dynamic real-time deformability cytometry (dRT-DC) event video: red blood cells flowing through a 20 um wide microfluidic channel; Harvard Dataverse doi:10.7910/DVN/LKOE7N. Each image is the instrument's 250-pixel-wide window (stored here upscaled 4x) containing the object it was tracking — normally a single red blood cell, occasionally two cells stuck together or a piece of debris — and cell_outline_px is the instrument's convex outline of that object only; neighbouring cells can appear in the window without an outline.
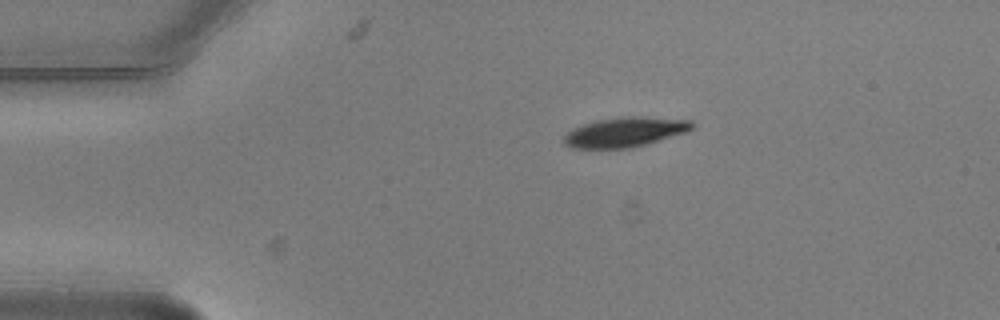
{"species": "common noctule bat (a hibernating species)", "species_latin": "Nyctalus noctula", "temperature_condition": "warm", "stored_images_in_passage": 9, "camera_frame_rate_fps": 3000, "um_per_image_px": 0.085, "animal": {"sex": "male", "body_mass_g": 20.5, "forearm_length_mm": 52.5}, "frame": {"image": 1, "passage_image": 1, "time_ms": 0.0, "image_size_px": [1000, 320], "cell_outline_px": [[692, 128], [684, 132], [644, 144], [628, 148], [572, 148], [564, 144], [564, 136], [568, 132], [584, 124], [596, 120], [620, 116], [640, 116], [692, 120]], "centroid_in_image_um": [53.09, 11.21], "position_along_channel_um": 31.9, "area_um2": 21.79}}
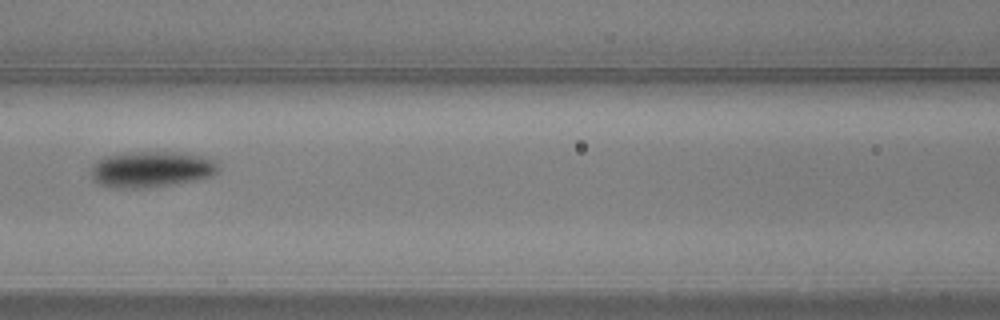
{"frame": {"image": 2, "passage_image": 5, "time_ms": 1.333, "image_size_px": [1000, 320], "cell_outline_px": [[220, 168], [212, 176], [196, 180], [172, 184], [144, 188], [120, 188], [100, 184], [92, 180], [92, 164], [96, 160], [104, 156], [136, 152], [180, 152], [200, 156], [216, 160], [220, 164]], "centroid_in_image_um": [12.88, 14.38], "position_along_channel_um": 153.7, "area_um2": 26.76}}
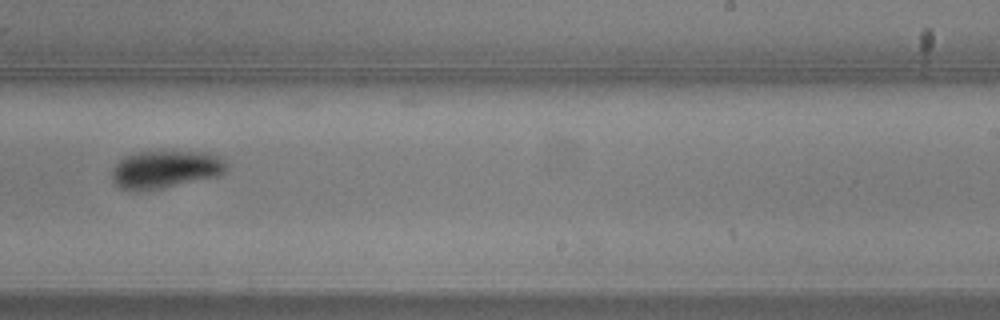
{"frame": {"image": 3, "passage_image": 8, "time_ms": 2.333, "image_size_px": [1000, 320], "cell_outline_px": [[228, 168], [220, 176], [160, 188], [136, 192], [132, 192], [120, 188], [112, 180], [112, 168], [124, 156], [136, 152], [208, 152], [220, 156], [228, 164]], "centroid_in_image_um": [14.06, 14.4], "position_along_channel_um": 274.9, "area_um2": 25.37}}